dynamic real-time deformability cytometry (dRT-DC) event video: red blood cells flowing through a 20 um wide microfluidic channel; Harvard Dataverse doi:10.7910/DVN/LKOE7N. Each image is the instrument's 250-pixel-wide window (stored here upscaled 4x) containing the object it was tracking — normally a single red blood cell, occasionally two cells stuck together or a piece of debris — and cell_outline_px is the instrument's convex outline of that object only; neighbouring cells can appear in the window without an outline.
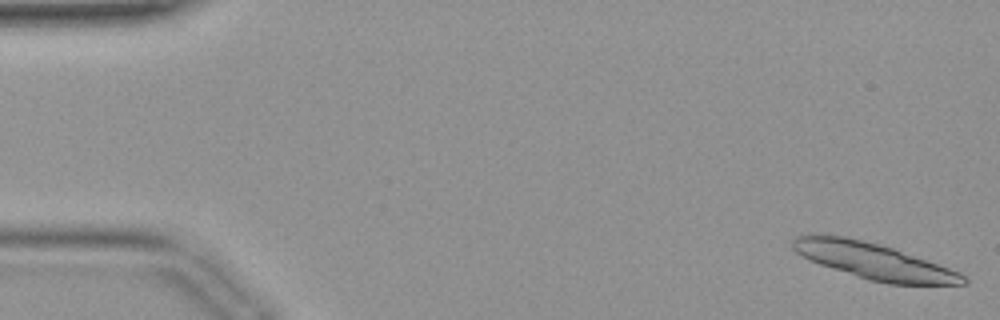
{"species": "common noctule bat (a hibernating species)", "species_latin": "Nyctalus noctula", "temperature_condition": "warm", "stored_images_in_passage": 35, "camera_frame_rate_fps": 3000, "um_per_image_px": 0.085, "animal": {"sex": "female", "body_mass_g": 19.9}, "frame": {"image": 1, "passage_image": 1, "time_ms": 0.0, "image_size_px": [1000, 320], "cell_outline_px": [[968, 284], [888, 284], [868, 280], [808, 260], [796, 252], [792, 248], [792, 240], [796, 236], [808, 232], [812, 232], [844, 236], [864, 240], [880, 244], [892, 248], [960, 272], [968, 280]], "centroid_in_image_um": [74.17, 22.16], "position_along_channel_um": 10.8, "area_um2": 36.01}}